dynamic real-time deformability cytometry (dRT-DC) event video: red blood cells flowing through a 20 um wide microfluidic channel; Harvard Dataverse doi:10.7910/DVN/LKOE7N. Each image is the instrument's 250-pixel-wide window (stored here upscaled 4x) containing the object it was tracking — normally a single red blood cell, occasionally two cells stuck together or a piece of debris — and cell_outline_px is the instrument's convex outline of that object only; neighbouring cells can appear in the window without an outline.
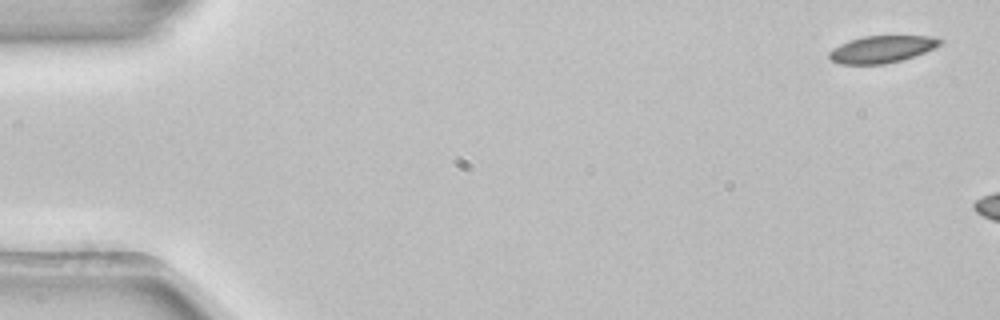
{"species": "common noctule bat (a hibernating species)", "species_latin": "Nyctalus noctula", "temperature_condition": "room temperature", "stored_images_in_passage": 3, "camera_frame_rate_fps": 3000, "um_per_image_px": 0.085, "animal": {"sex": "female", "body_mass_g": 22.7, "forearm_length_mm": 54.2}, "frame": {"image": 1, "passage_image": 1, "time_ms": 0.0, "image_size_px": [1000, 320], "cell_outline_px": [[944, 40], [940, 44], [924, 52], [904, 60], [884, 64], [840, 64], [832, 60], [828, 56], [828, 52], [840, 44], [848, 40], [864, 36], [928, 36]], "centroid_in_image_um": [74.92, 4.19], "position_along_channel_um": 10.1, "area_um2": 17.4}}